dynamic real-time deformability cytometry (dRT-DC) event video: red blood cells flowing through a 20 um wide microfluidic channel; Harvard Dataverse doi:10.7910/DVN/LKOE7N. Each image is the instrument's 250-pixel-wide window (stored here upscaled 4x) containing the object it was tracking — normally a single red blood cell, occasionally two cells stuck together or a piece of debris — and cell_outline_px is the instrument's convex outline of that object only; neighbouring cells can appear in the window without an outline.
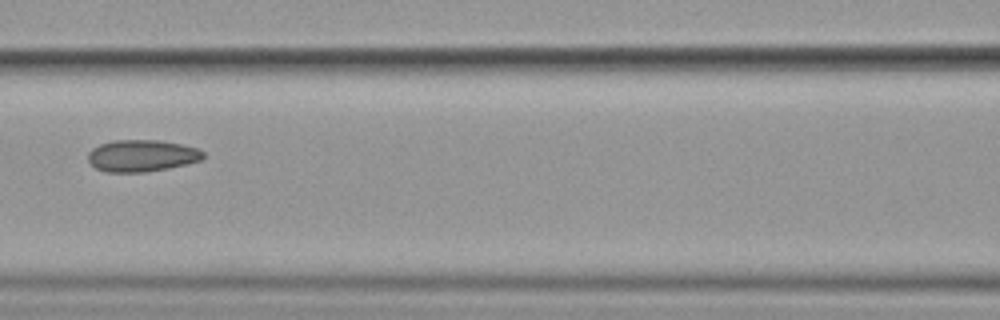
{"species": "common noctule bat (a hibernating species)", "species_latin": "Nyctalus noctula", "temperature_condition": "cold", "stored_images_in_passage": 17, "camera_frame_rate_fps": 3000, "um_per_image_px": 0.085, "animal": {"sex": "female", "body_mass_g": 19.9}, "frame": {"image": 1, "passage_image": 8, "time_ms": 8.667, "image_size_px": [1000, 320], "cell_outline_px": [[204, 156], [200, 160], [188, 164], [168, 168], [144, 172], [104, 172], [96, 168], [88, 160], [88, 152], [92, 148], [100, 144], [112, 140], [160, 140], [180, 144], [196, 148], [204, 152]], "centroid_in_image_um": [12.03, 13.23], "position_along_channel_um": 154.6, "area_um2": 21.39}}
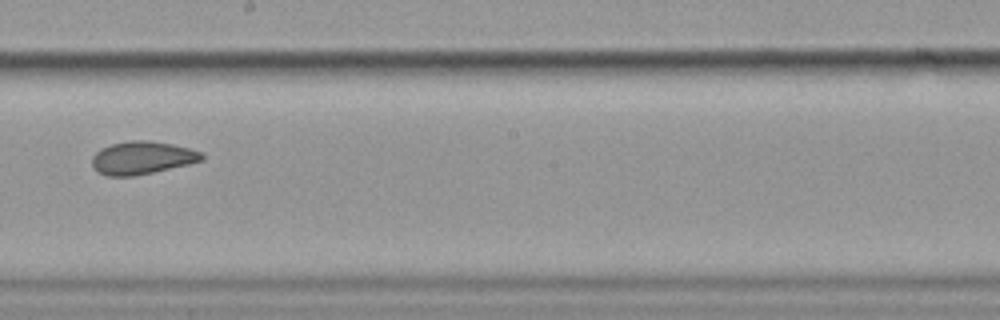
{"frame": {"image": 2, "passage_image": 10, "time_ms": 11.0, "image_size_px": [1000, 320], "cell_outline_px": [[204, 160], [188, 164], [136, 176], [104, 176], [96, 172], [92, 168], [92, 156], [100, 148], [112, 144], [128, 140], [144, 140], [172, 144], [204, 152]], "centroid_in_image_um": [12.05, 13.42], "position_along_channel_um": 236.2, "area_um2": 21.27}}
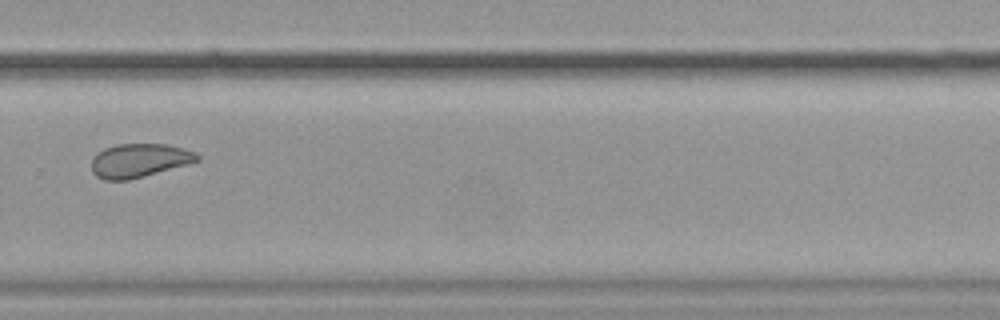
{"frame": {"image": 3, "passage_image": 12, "time_ms": 13.333, "image_size_px": [1000, 320], "cell_outline_px": [[200, 160], [188, 164], [144, 176], [128, 180], [104, 180], [96, 176], [92, 172], [92, 156], [96, 152], [104, 148], [116, 144], [168, 144], [196, 152], [200, 156]], "centroid_in_image_um": [11.81, 13.63], "position_along_channel_um": 318.0, "area_um2": 20.92}}